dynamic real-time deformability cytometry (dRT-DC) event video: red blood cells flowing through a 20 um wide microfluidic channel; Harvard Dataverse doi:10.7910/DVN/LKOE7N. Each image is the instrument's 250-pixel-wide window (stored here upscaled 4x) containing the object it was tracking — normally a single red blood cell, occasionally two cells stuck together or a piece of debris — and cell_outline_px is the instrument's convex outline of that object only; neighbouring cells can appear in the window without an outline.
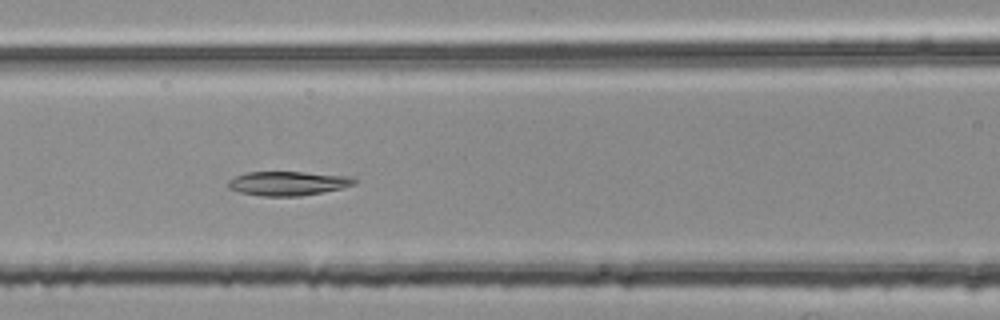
{"species": "common noctule bat (a hibernating species)", "species_latin": "Nyctalus noctula", "temperature_condition": "room temperature", "stored_images_in_passage": 36, "camera_frame_rate_fps": 3000, "um_per_image_px": 0.085, "animal": {"sex": "female", "body_mass_g": 25.1}, "frame": {"image": 1, "passage_image": 7, "time_ms": 2.0, "image_size_px": [1000, 320], "cell_outline_px": [[356, 184], [340, 188], [300, 196], [260, 196], [240, 192], [228, 188], [228, 180], [236, 176], [248, 172], [304, 172], [352, 176], [356, 180]], "centroid_in_image_um": [24.47, 15.58], "position_along_channel_um": 142.1, "area_um2": 17.69}}
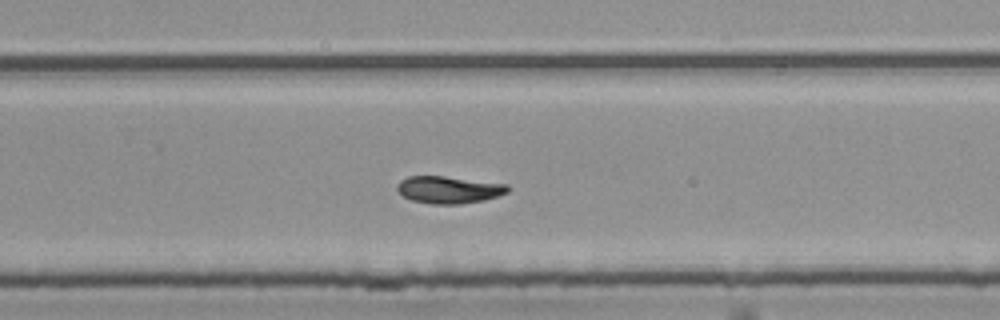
{"frame": {"image": 2, "passage_image": 19, "time_ms": 6.0, "image_size_px": [1000, 320], "cell_outline_px": [[512, 188], [508, 192], [484, 200], [460, 204], [432, 204], [412, 200], [404, 196], [396, 188], [396, 184], [400, 180], [408, 176], [444, 176], [508, 184]], "centroid_in_image_um": [38.16, 16.12], "position_along_channel_um": 291.6, "area_um2": 17.57}}
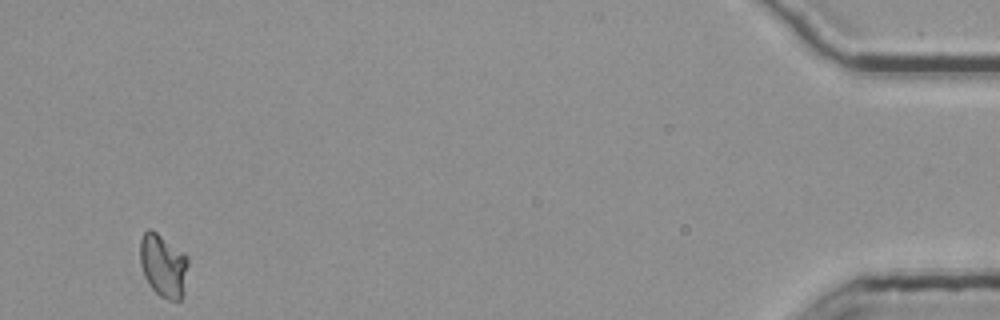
{"frame": {"image": 3, "passage_image": 36, "time_ms": 11.667, "image_size_px": [1000, 320], "cell_outline_px": [[188, 264], [180, 300], [168, 300], [160, 296], [148, 284], [144, 276], [140, 264], [140, 240], [144, 232], [148, 228], [156, 232], [184, 252], [188, 256]], "centroid_in_image_um": [13.85, 22.54], "position_along_channel_um": 421.3, "area_um2": 17.51}, "authors_computed_cell_mechanics": {"area_um2": 17.2822, "velocity_mm_per_s": 3.7494, "shape_relaxation_time_tau1_ms": 5.3713, "shape_relaxation_time_tau2_ms": null, "deformation_change_tau1": 0.1469, "deformation_change_tau2": null}}